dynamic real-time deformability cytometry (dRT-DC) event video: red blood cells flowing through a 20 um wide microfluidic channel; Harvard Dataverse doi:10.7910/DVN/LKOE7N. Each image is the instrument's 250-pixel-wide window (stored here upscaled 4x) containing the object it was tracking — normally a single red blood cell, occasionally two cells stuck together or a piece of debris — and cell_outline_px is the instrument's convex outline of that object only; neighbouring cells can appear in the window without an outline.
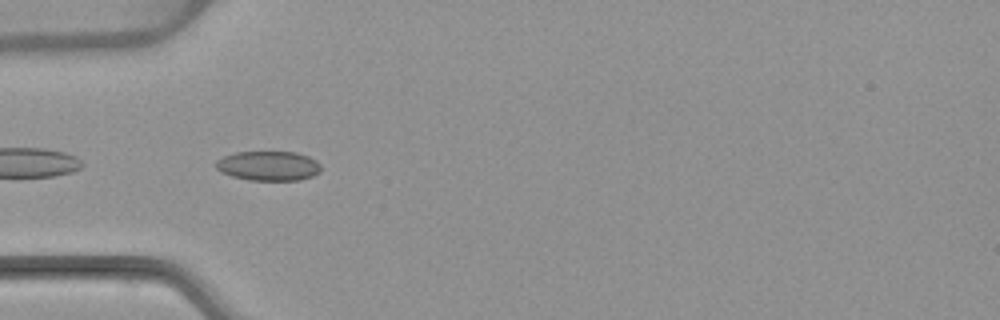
{"species": "common noctule bat (a hibernating species)", "species_latin": "Nyctalus noctula", "temperature_condition": "warm", "stored_images_in_passage": 2, "camera_frame_rate_fps": 3000, "um_per_image_px": 0.085, "animal": {"sex": "female", "body_mass_g": 22.7, "forearm_length_mm": 54.2}, "frame": {"image": 1, "passage_image": 1, "time_ms": 0.0, "image_size_px": [1000, 320], "cell_outline_px": [[320, 172], [312, 176], [300, 180], [248, 180], [232, 176], [220, 172], [216, 168], [216, 160], [224, 156], [236, 152], [296, 152], [308, 156], [316, 160], [320, 164]], "centroid_in_image_um": [22.82, 14.1], "position_along_channel_um": 62.2, "area_um2": 18.15}}
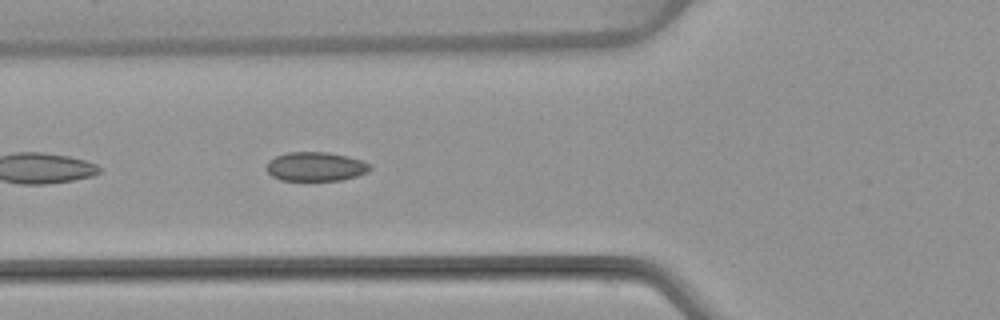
{"frame": {"image": 2, "passage_image": 2, "time_ms": 1.0, "image_size_px": [1000, 320], "cell_outline_px": [[372, 168], [368, 172], [356, 176], [340, 180], [280, 180], [272, 176], [268, 172], [268, 160], [276, 156], [288, 152], [328, 152], [348, 156], [360, 160], [368, 164]], "centroid_in_image_um": [26.83, 14.15], "position_along_channel_um": 99.0, "area_um2": 17.4}}